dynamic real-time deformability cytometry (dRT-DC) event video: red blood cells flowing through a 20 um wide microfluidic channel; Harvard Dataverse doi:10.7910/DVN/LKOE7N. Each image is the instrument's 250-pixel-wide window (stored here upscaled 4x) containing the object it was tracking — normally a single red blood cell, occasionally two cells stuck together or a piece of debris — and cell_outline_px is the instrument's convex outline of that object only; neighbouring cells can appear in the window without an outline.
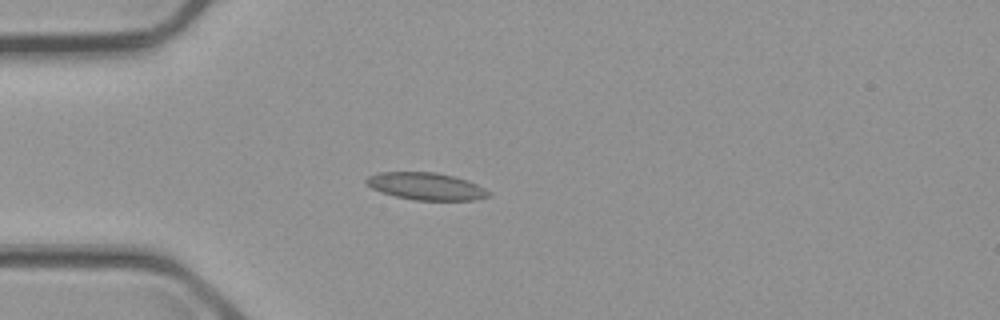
{"species": "common noctule bat (a hibernating species)", "species_latin": "Nyctalus noctula", "temperature_condition": "cold", "stored_images_in_passage": 2, "camera_frame_rate_fps": 3000, "um_per_image_px": 0.085, "animal": {"sex": "male", "body_mass_g": 23.1, "forearm_length_mm": 52.7}, "frame": {"image": 1, "passage_image": 2, "time_ms": 1.0, "image_size_px": [1000, 320], "cell_outline_px": [[492, 196], [476, 200], [416, 200], [396, 196], [380, 192], [372, 188], [364, 180], [368, 176], [380, 172], [436, 172], [452, 176], [476, 184], [492, 192]], "centroid_in_image_um": [36.23, 15.84], "position_along_channel_um": 48.8, "area_um2": 19.36}}